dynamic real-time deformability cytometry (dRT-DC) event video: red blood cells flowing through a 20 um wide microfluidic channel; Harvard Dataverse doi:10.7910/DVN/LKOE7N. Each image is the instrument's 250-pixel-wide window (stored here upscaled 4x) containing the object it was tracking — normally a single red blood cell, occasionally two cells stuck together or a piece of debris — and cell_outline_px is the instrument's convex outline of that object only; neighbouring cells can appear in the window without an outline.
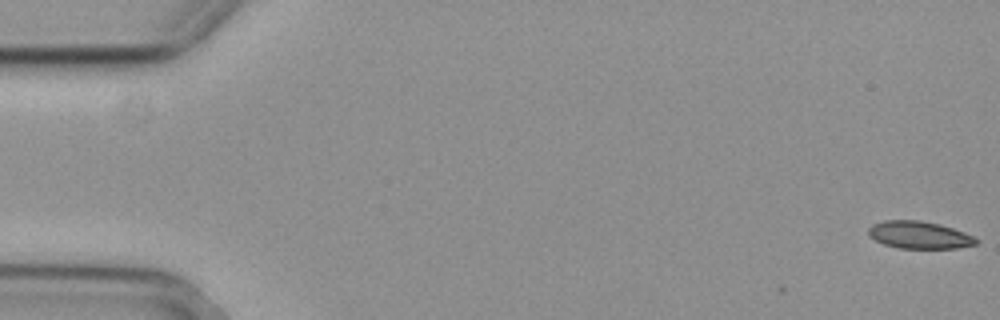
{"species": "common noctule bat (a hibernating species)", "species_latin": "Nyctalus noctula", "temperature_condition": "cold", "stored_images_in_passage": 12, "camera_frame_rate_fps": 3000, "um_per_image_px": 0.085, "animal": {"sex": "female", "body_mass_g": 29.2, "forearm_length_mm": 56.3}, "frame": {"image": 1, "passage_image": 1, "time_ms": 0.0, "image_size_px": [1000, 320], "cell_outline_px": [[980, 240], [976, 244], [956, 248], [896, 248], [884, 244], [868, 236], [868, 228], [872, 224], [884, 220], [920, 220], [940, 224], [964, 232]], "centroid_in_image_um": [78.11, 19.97], "position_along_channel_um": 6.9, "area_um2": 17.22}}